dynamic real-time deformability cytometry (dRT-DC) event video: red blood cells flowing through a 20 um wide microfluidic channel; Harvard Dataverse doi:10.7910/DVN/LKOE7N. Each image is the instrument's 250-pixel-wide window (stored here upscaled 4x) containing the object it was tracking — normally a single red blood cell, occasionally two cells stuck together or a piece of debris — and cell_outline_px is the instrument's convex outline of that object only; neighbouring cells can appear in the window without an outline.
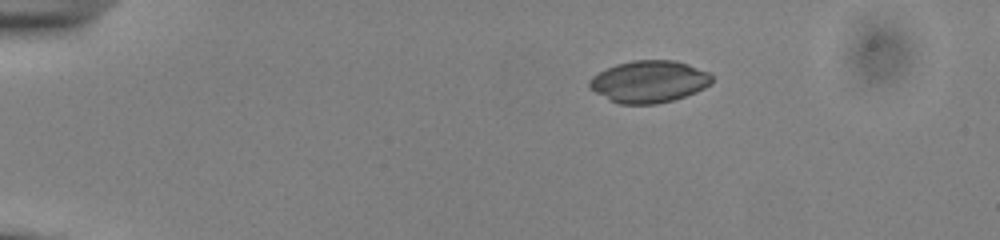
{"species": "common noctule bat (a hibernating species)", "species_latin": "Nyctalus noctula", "temperature_condition": "cold", "stored_images_in_passage": 18, "segment_of_instrument_passage": [2, 2], "camera_frame_rate_fps": 3000, "um_per_image_px": 0.085, "animal": {"sex": "male", "body_mass_g": 13.0, "forearm_length_mm": 53.1}, "frame": {"image": 1, "passage_image": 18, "time_ms": 5.667, "image_size_px": [1000, 240], "cell_outline_px": [[712, 84], [696, 92], [672, 100], [656, 104], [620, 104], [588, 88], [588, 80], [592, 76], [616, 64], [632, 60], [676, 60], [688, 64], [708, 72], [712, 76]], "centroid_in_image_um": [55.18, 6.93], "position_along_channel_um": 29.8, "area_um2": 29.88}}